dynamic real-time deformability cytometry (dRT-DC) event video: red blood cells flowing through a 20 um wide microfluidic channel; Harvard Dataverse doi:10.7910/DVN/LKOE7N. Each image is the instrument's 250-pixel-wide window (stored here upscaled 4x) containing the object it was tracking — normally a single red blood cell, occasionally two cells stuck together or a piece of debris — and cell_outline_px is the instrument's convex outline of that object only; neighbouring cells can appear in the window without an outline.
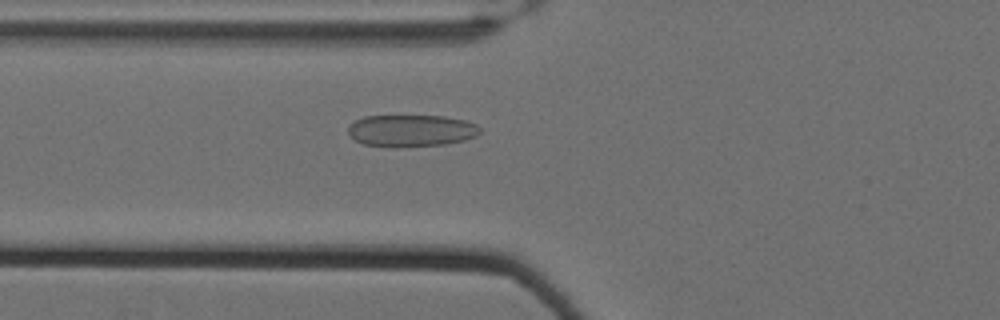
{"species": "Egyptian fruit bat (a non-hibernating species)", "species_latin": "Rousettus aegyptiacus", "temperature_condition": "cold", "stored_images_in_passage": 61, "camera_frame_rate_fps": 3000, "um_per_image_px": 0.085, "animal": {"sex": "female"}, "frame": {"image": 1, "passage_image": 26, "time_ms": 8.333, "image_size_px": [1000, 320], "cell_outline_px": [[480, 132], [476, 136], [464, 140], [444, 144], [396, 148], [364, 144], [348, 136], [348, 124], [364, 116], [444, 116], [464, 120], [476, 124], [480, 128]], "centroid_in_image_um": [34.92, 11.11], "position_along_channel_um": 90.9, "area_um2": 24.74}}
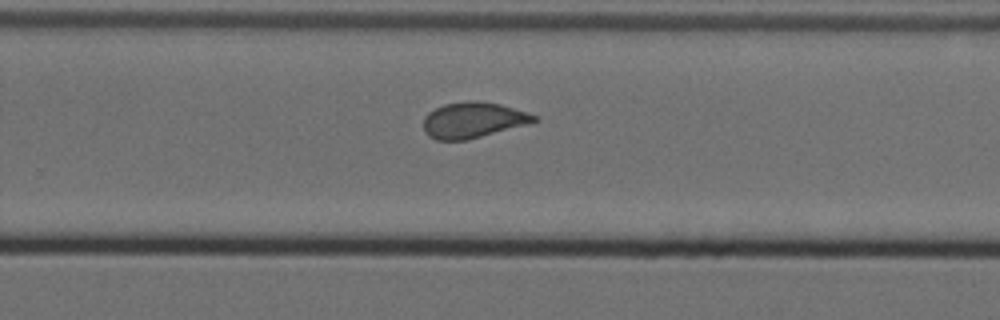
{"frame": {"image": 2, "passage_image": 43, "time_ms": 14.0, "image_size_px": [1000, 320], "cell_outline_px": [[540, 120], [532, 124], [468, 140], [436, 140], [428, 136], [424, 132], [424, 116], [428, 112], [444, 104], [468, 100], [476, 100], [500, 104], [536, 116]], "centroid_in_image_um": [40.22, 10.22], "position_along_channel_um": 289.6, "area_um2": 23.35}}
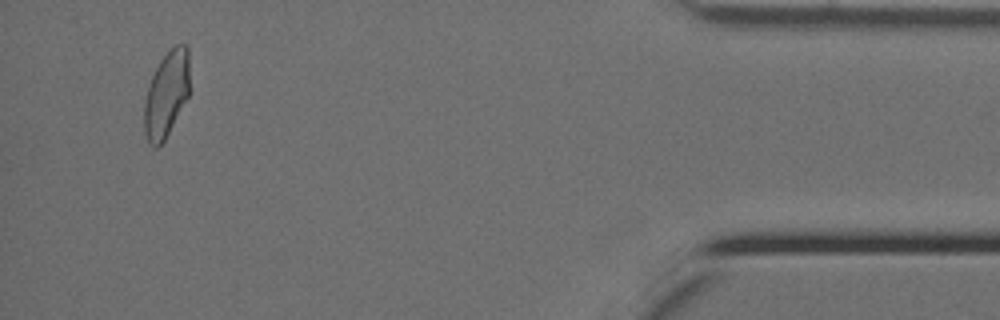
{"frame": {"image": 3, "passage_image": 59, "time_ms": 19.333, "image_size_px": [1000, 320], "cell_outline_px": [[188, 96], [164, 140], [156, 148], [152, 148], [148, 144], [144, 132], [144, 104], [148, 84], [160, 60], [176, 44], [184, 44], [188, 48]], "centroid_in_image_um": [14.11, 8.04], "position_along_channel_um": 421.1, "area_um2": 22.43}, "authors_computed_cell_mechanics": {"area_um2": 24.0448, "velocity_mm_per_s": 3.5012, "shape_relaxation_time_tau1_ms": null, "shape_relaxation_time_tau2_ms": 0.9828, "deformation_change_tau1": null, "deformation_change_tau2": 0.0888}}